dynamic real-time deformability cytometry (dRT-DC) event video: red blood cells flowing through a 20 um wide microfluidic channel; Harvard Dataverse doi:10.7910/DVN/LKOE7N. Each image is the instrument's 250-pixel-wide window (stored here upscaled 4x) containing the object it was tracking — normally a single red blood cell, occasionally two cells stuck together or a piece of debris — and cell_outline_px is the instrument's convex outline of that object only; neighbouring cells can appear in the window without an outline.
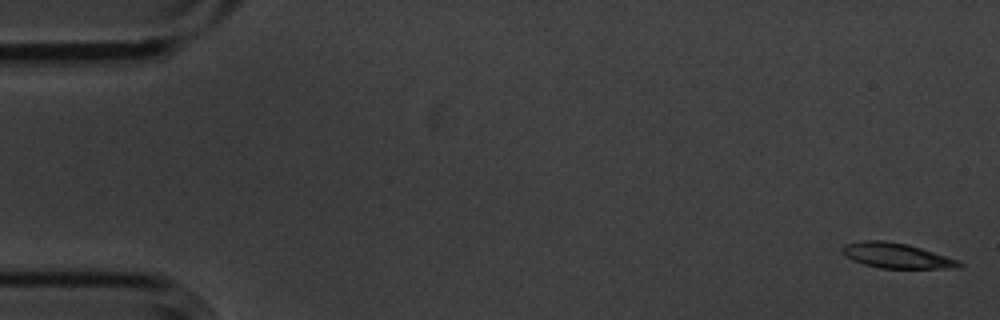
{"species": "common noctule bat (a hibernating species)", "species_latin": "Nyctalus noctula", "temperature_condition": "cold", "stored_images_in_passage": 5, "camera_frame_rate_fps": 3000, "um_per_image_px": 0.085, "animal": {"sex": "male", "body_mass_g": 20.1, "forearm_length_mm": 53.5}, "frame": {"image": 1, "passage_image": 1, "time_ms": 0.0, "image_size_px": [1000, 320], "cell_outline_px": [[964, 264], [960, 268], [880, 268], [864, 264], [852, 260], [844, 256], [840, 252], [840, 248], [844, 244], [864, 240], [884, 240], [908, 244], [956, 260]], "centroid_in_image_um": [76.11, 21.72], "position_along_channel_um": 8.9, "area_um2": 17.05}}
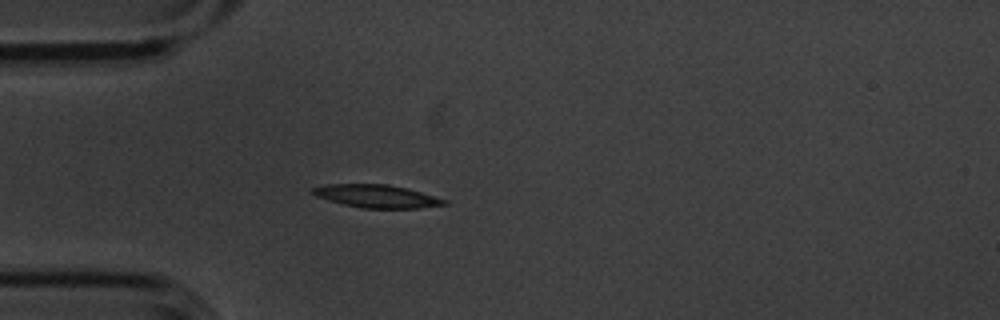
{"frame": {"image": 2, "passage_image": 5, "time_ms": 1.333, "image_size_px": [1000, 320], "cell_outline_px": [[448, 204], [420, 208], [360, 208], [328, 200], [316, 196], [308, 192], [308, 188], [328, 184], [388, 184], [408, 188], [448, 200]], "centroid_in_image_um": [31.99, 16.67], "position_along_channel_um": 53.0, "area_um2": 17.8}}